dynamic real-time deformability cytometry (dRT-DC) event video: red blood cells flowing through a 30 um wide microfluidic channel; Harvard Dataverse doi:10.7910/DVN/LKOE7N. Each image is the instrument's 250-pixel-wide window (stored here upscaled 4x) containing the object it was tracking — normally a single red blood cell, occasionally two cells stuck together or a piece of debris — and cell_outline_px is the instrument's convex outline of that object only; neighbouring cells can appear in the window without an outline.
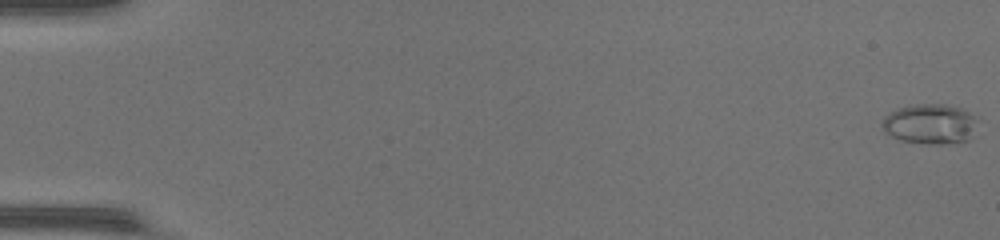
{"species": "common noctule bat (a hibernating species)", "species_latin": "Nyctalus noctula", "temperature_condition": "warm", "stored_images_in_passage": 53, "camera_frame_rate_fps": 3000, "um_per_image_px": 0.085, "animal": {"sex": "female", "body_mass_g": 17.0, "forearm_length_mm": 48.0}, "frame": {"image": 1, "passage_image": 1, "time_ms": 0.0, "image_size_px": [1000, 240], "cell_outline_px": [[980, 116], [968, 140], [948, 144], [928, 144], [900, 140], [884, 132], [880, 124], [884, 116], [896, 108], [912, 104], [944, 104], [960, 108]], "centroid_in_image_um": [79.04, 10.52], "position_along_channel_um": 6.0, "area_um2": 22.66}}
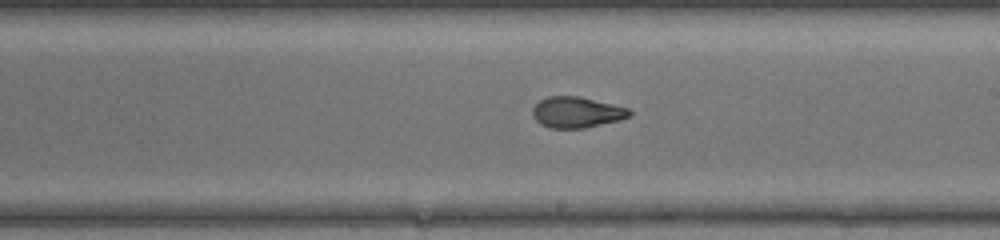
{"frame": {"image": 2, "passage_image": 32, "time_ms": 10.333, "image_size_px": [1000, 240], "cell_outline_px": [[632, 116], [620, 120], [584, 128], [552, 128], [540, 124], [532, 116], [532, 108], [540, 100], [548, 96], [580, 96], [628, 108], [632, 112]], "centroid_in_image_um": [49.02, 9.54], "position_along_channel_um": 240.0, "area_um2": 17.51}}
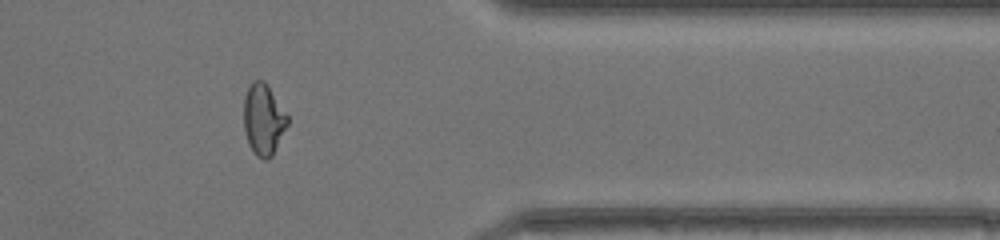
{"frame": {"image": 3, "passage_image": 44, "time_ms": 14.333, "image_size_px": [1000, 240], "cell_outline_px": [[288, 124], [272, 156], [268, 160], [264, 160], [256, 156], [252, 152], [248, 144], [244, 128], [244, 96], [252, 80], [264, 80], [288, 116]], "centroid_in_image_um": [22.38, 10.18], "position_along_channel_um": 389.0, "area_um2": 18.15}}